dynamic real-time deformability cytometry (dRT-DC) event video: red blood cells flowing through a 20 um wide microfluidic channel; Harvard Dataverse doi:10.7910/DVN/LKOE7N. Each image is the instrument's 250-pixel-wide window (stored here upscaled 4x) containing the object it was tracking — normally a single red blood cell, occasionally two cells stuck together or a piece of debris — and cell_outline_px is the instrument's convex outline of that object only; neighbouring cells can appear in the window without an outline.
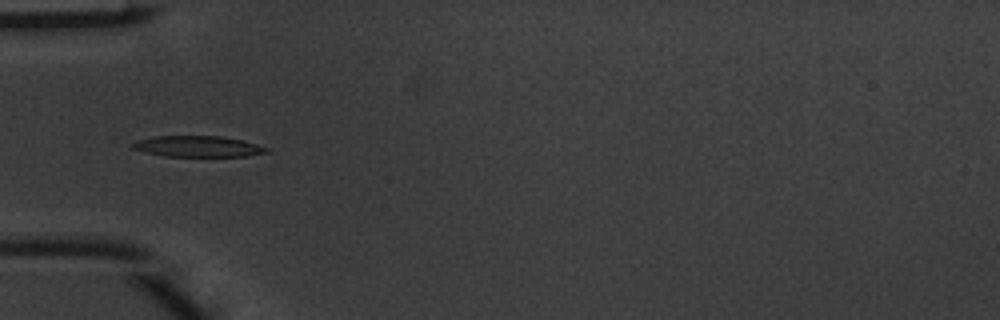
{"species": "common noctule bat (a hibernating species)", "species_latin": "Nyctalus noctula", "temperature_condition": "warm", "stored_images_in_passage": 5, "camera_frame_rate_fps": 3000, "um_per_image_px": 0.085, "animal": {"sex": "male", "body_mass_g": 20.1, "forearm_length_mm": 53.5}, "frame": {"image": 1, "passage_image": 5, "time_ms": 1.333, "image_size_px": [1000, 320], "cell_outline_px": [[268, 152], [248, 156], [164, 156], [132, 148], [128, 144], [136, 140], [156, 136], [220, 136], [240, 140], [256, 144], [268, 148]], "centroid_in_image_um": [16.78, 12.44], "position_along_channel_um": 68.2, "area_um2": 16.24}}